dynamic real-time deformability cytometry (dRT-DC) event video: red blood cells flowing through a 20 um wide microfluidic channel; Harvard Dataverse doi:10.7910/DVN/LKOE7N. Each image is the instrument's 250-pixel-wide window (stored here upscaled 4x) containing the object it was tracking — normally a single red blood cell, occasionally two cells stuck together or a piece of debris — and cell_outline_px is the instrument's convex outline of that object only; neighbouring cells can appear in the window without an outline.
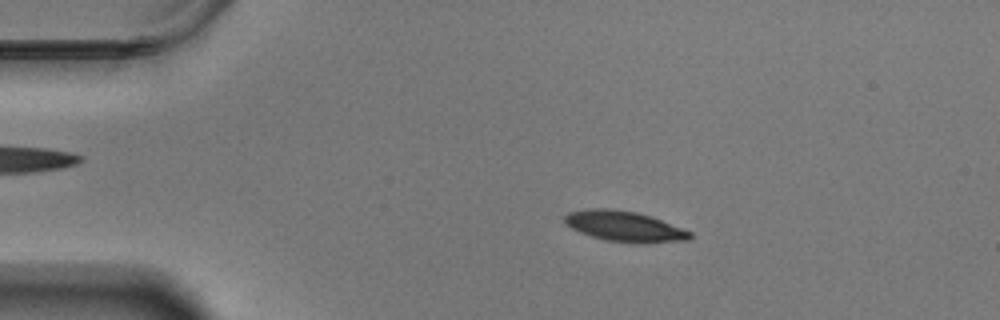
{"species": "Egyptian fruit bat (a non-hibernating species)", "species_latin": "Rousettus aegyptiacus", "temperature_condition": "warm", "stored_images_in_passage": 58, "camera_frame_rate_fps": 3000, "um_per_image_px": 0.085, "animal": {"sex": "male"}, "frame": {"image": 1, "passage_image": 11, "time_ms": 3.333, "image_size_px": [1000, 320], "cell_outline_px": [[692, 236], [688, 240], [640, 244], [604, 240], [580, 232], [564, 224], [564, 216], [568, 212], [592, 208], [604, 208], [636, 212], [652, 216], [692, 232]], "centroid_in_image_um": [53.08, 19.25], "position_along_channel_um": 31.9, "area_um2": 22.37}}
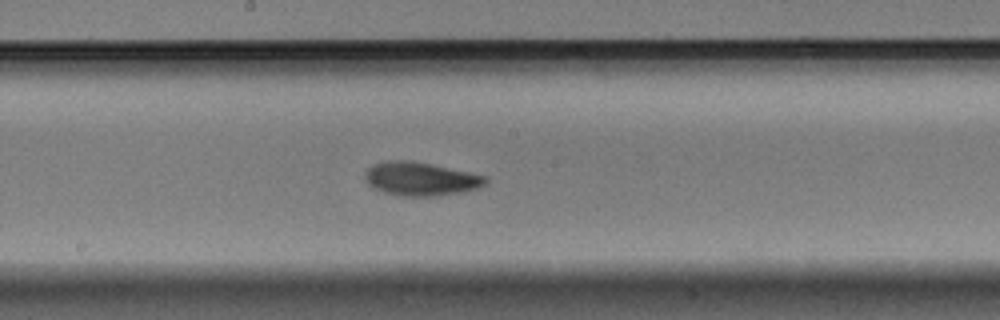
{"frame": {"image": 2, "passage_image": 31, "time_ms": 10.0, "image_size_px": [1000, 320], "cell_outline_px": [[488, 184], [480, 188], [464, 192], [440, 196], [404, 196], [384, 192], [372, 188], [364, 180], [364, 172], [372, 164], [388, 160], [412, 160], [432, 164], [488, 176]], "centroid_in_image_um": [35.78, 15.2], "position_along_channel_um": 212.4, "area_um2": 24.1}}
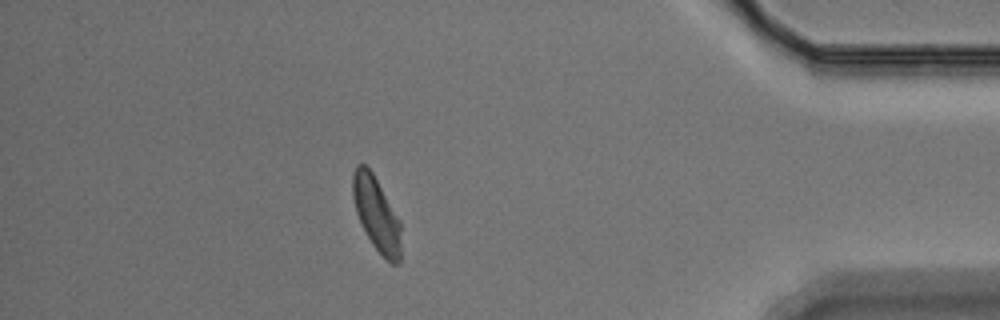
{"frame": {"image": 3, "passage_image": 51, "time_ms": 16.667, "image_size_px": [1000, 320], "cell_outline_px": [[400, 264], [392, 264], [372, 244], [356, 212], [352, 196], [352, 172], [356, 164], [364, 164], [372, 172], [400, 220]], "centroid_in_image_um": [31.99, 18.16], "position_along_channel_um": 403.2, "area_um2": 20.52}, "authors_computed_cell_mechanics": {"area_um2": 21.964, "velocity_mm_per_s": 3.4777, "shape_relaxation_time_tau1_ms": 3.5781, "shape_relaxation_time_tau2_ms": 6.7265, "deformation_change_tau1": 0.1234, "deformation_change_tau2": 0.1083}}